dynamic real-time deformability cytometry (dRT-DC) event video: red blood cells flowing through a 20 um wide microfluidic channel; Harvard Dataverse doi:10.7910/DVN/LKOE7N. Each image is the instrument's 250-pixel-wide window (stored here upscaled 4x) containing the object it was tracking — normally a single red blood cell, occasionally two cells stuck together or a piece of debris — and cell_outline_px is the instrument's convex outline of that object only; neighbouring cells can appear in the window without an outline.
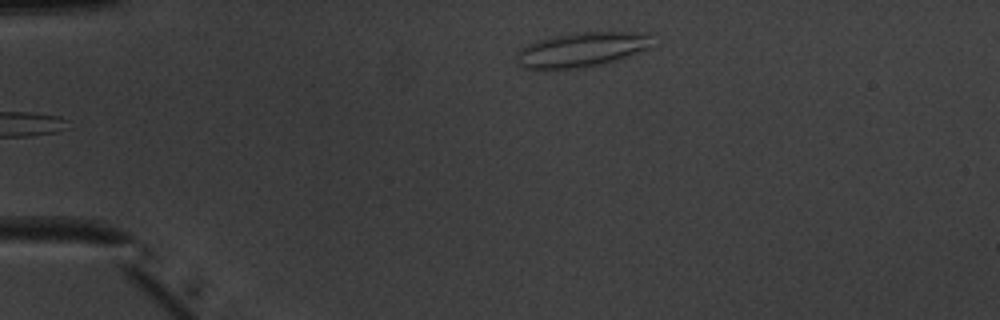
{"species": "common noctule bat (a hibernating species)", "species_latin": "Nyctalus noctula", "temperature_condition": "warm", "stored_images_in_passage": 34, "camera_frame_rate_fps": 3000, "um_per_image_px": 0.085, "animal": {"sex": "male", "body_mass_g": 20.1, "forearm_length_mm": 53.5}, "frame": {"image": 1, "passage_image": 1, "time_ms": 0.0, "image_size_px": [1000, 320], "cell_outline_px": [[652, 48], [604, 64], [584, 68], [524, 68], [516, 64], [516, 52], [520, 48], [536, 40], [552, 36], [576, 32], [652, 32]], "centroid_in_image_um": [49.48, 4.2], "position_along_channel_um": 35.5, "area_um2": 27.86}}
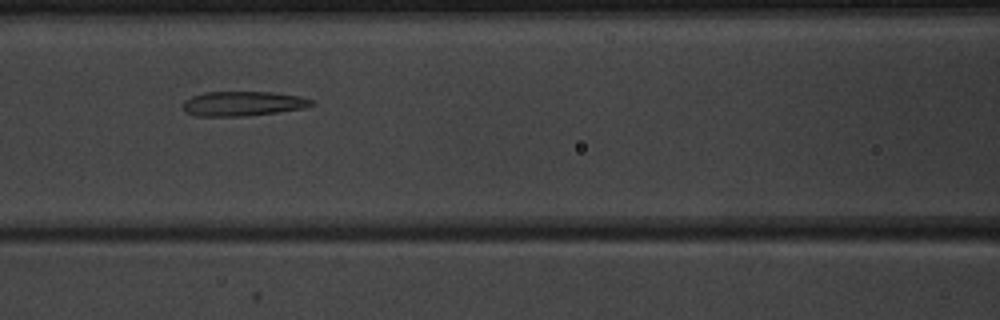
{"frame": {"image": 2, "passage_image": 13, "time_ms": 4.0, "image_size_px": [1000, 320], "cell_outline_px": [[316, 104], [304, 108], [276, 112], [244, 116], [196, 116], [188, 112], [184, 108], [184, 100], [192, 96], [204, 92], [272, 92], [300, 96], [312, 100]], "centroid_in_image_um": [20.67, 8.8], "position_along_channel_um": 145.9, "area_um2": 18.32}}
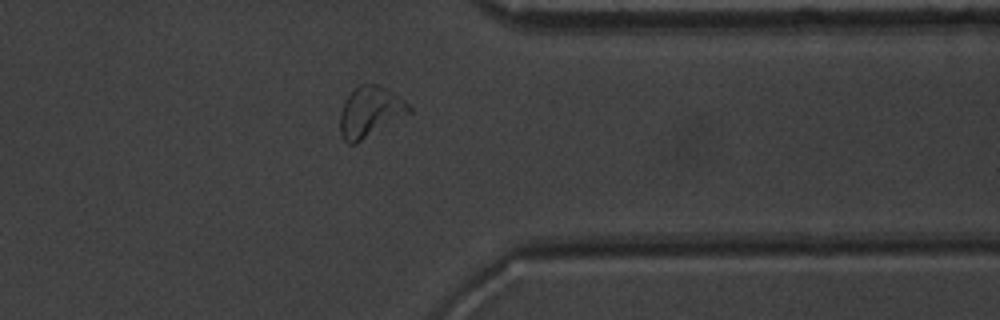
{"frame": {"image": 3, "passage_image": 31, "time_ms": 10.0, "image_size_px": [1000, 320], "cell_outline_px": [[412, 112], [356, 144], [348, 144], [344, 140], [340, 132], [340, 112], [344, 100], [360, 84], [376, 84], [384, 88], [404, 100], [412, 108]], "centroid_in_image_um": [31.44, 9.54], "position_along_channel_um": 380.0, "area_um2": 20.17}, "authors_computed_cell_mechanics": {"area_um2": 18.6983, "velocity_mm_per_s": 3.9849, "shape_relaxation_time_tau1_ms": 6.1591, "shape_relaxation_time_tau2_ms": 1.9143, "deformation_change_tau1": 0.1885, "deformation_change_tau2": 0.1138}}